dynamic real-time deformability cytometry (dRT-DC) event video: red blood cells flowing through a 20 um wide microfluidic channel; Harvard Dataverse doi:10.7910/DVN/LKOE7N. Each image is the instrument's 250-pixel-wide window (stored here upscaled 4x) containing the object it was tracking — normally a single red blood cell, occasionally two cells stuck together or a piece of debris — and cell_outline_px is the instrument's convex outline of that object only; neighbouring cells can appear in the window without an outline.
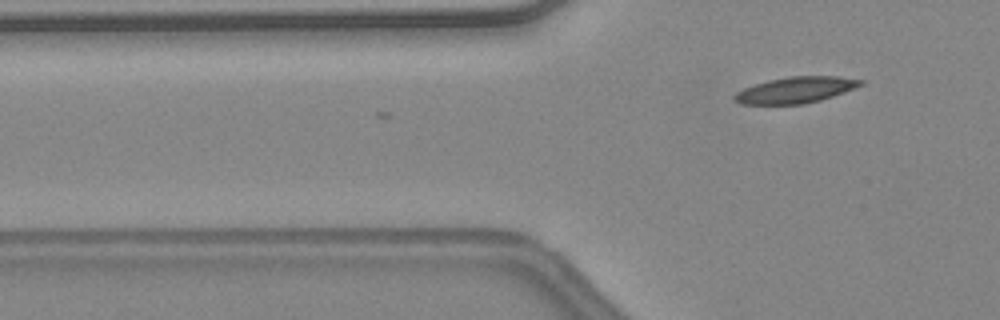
{"species": "common noctule bat (a hibernating species)", "species_latin": "Nyctalus noctula", "temperature_condition": "warm", "stored_images_in_passage": 3, "camera_frame_rate_fps": 3000, "um_per_image_px": 0.085, "animal": {"sex": "female", "body_mass_g": 24.6, "forearm_length_mm": 56.2}, "frame": {"image": 1, "passage_image": 3, "time_ms": 0.667, "image_size_px": [1000, 320], "cell_outline_px": [[864, 84], [844, 92], [820, 100], [804, 104], [740, 104], [732, 100], [732, 96], [736, 92], [744, 88], [768, 80], [788, 76], [836, 76], [864, 80]], "centroid_in_image_um": [67.6, 7.65], "position_along_channel_um": 58.2, "area_um2": 19.25}}